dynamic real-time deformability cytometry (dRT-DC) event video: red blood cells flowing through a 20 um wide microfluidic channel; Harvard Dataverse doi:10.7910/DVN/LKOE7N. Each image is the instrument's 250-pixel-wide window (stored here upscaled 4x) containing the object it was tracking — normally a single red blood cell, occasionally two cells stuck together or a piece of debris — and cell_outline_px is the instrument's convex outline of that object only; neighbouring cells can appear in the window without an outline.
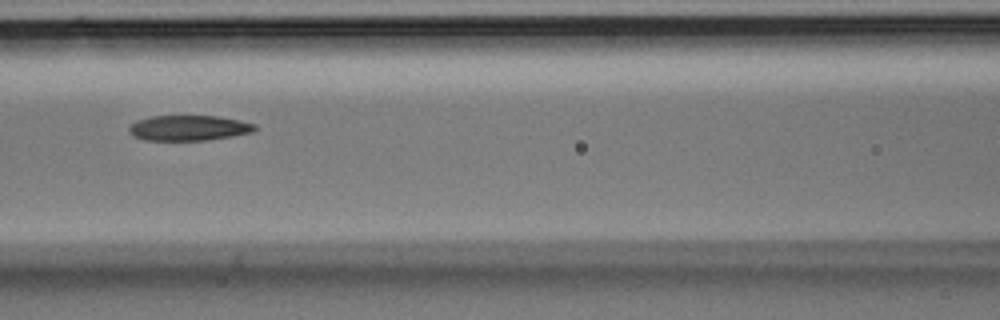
{"species": "Egyptian fruit bat (a non-hibernating species)", "species_latin": "Rousettus aegyptiacus", "temperature_condition": "room temperature", "stored_images_in_passage": 4, "camera_frame_rate_fps": 3000, "um_per_image_px": 0.085, "animal": {"sex": "male"}, "frame": {"image": 1, "passage_image": 4, "time_ms": 1.0, "image_size_px": [1000, 320], "cell_outline_px": [[256, 128], [252, 132], [232, 136], [208, 140], [144, 140], [132, 136], [128, 128], [132, 124], [140, 120], [152, 116], [220, 116], [240, 120], [256, 124]], "centroid_in_image_um": [16.07, 10.88], "position_along_channel_um": 150.5, "area_um2": 18.5}}